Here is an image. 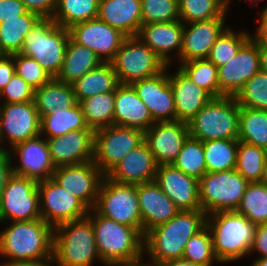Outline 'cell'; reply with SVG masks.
I'll use <instances>...</instances> for the list:
<instances>
[{"label":"cell","mask_w":267,"mask_h":266,"mask_svg":"<svg viewBox=\"0 0 267 266\" xmlns=\"http://www.w3.org/2000/svg\"><path fill=\"white\" fill-rule=\"evenodd\" d=\"M53 233L54 228L42 218L12 221L0 233V255L10 259L0 266L38 263L53 258Z\"/></svg>","instance_id":"cell-1"},{"label":"cell","mask_w":267,"mask_h":266,"mask_svg":"<svg viewBox=\"0 0 267 266\" xmlns=\"http://www.w3.org/2000/svg\"><path fill=\"white\" fill-rule=\"evenodd\" d=\"M206 213L199 210L179 211L168 222L144 234V251L147 249L153 266L181 259L187 241L206 225ZM146 248V249H145Z\"/></svg>","instance_id":"cell-2"},{"label":"cell","mask_w":267,"mask_h":266,"mask_svg":"<svg viewBox=\"0 0 267 266\" xmlns=\"http://www.w3.org/2000/svg\"><path fill=\"white\" fill-rule=\"evenodd\" d=\"M206 225L219 263L233 262L249 255L257 225L245 216L236 211L211 213L206 217Z\"/></svg>","instance_id":"cell-3"},{"label":"cell","mask_w":267,"mask_h":266,"mask_svg":"<svg viewBox=\"0 0 267 266\" xmlns=\"http://www.w3.org/2000/svg\"><path fill=\"white\" fill-rule=\"evenodd\" d=\"M89 213L100 261L131 262L143 258L144 236L136 229L100 215L95 209Z\"/></svg>","instance_id":"cell-4"},{"label":"cell","mask_w":267,"mask_h":266,"mask_svg":"<svg viewBox=\"0 0 267 266\" xmlns=\"http://www.w3.org/2000/svg\"><path fill=\"white\" fill-rule=\"evenodd\" d=\"M100 259L91 220L88 217L54 228L53 259L62 266H91Z\"/></svg>","instance_id":"cell-5"},{"label":"cell","mask_w":267,"mask_h":266,"mask_svg":"<svg viewBox=\"0 0 267 266\" xmlns=\"http://www.w3.org/2000/svg\"><path fill=\"white\" fill-rule=\"evenodd\" d=\"M69 38L68 29L52 18H40L25 36L19 54L35 59L52 78H56L62 68Z\"/></svg>","instance_id":"cell-6"},{"label":"cell","mask_w":267,"mask_h":266,"mask_svg":"<svg viewBox=\"0 0 267 266\" xmlns=\"http://www.w3.org/2000/svg\"><path fill=\"white\" fill-rule=\"evenodd\" d=\"M240 106L234 96L212 97L188 122L189 135L206 142L238 139Z\"/></svg>","instance_id":"cell-7"},{"label":"cell","mask_w":267,"mask_h":266,"mask_svg":"<svg viewBox=\"0 0 267 266\" xmlns=\"http://www.w3.org/2000/svg\"><path fill=\"white\" fill-rule=\"evenodd\" d=\"M249 182L235 169L207 172L199 180V201L206 215L235 211Z\"/></svg>","instance_id":"cell-8"},{"label":"cell","mask_w":267,"mask_h":266,"mask_svg":"<svg viewBox=\"0 0 267 266\" xmlns=\"http://www.w3.org/2000/svg\"><path fill=\"white\" fill-rule=\"evenodd\" d=\"M119 84H132L162 72L167 64L137 36L127 37L111 61Z\"/></svg>","instance_id":"cell-9"},{"label":"cell","mask_w":267,"mask_h":266,"mask_svg":"<svg viewBox=\"0 0 267 266\" xmlns=\"http://www.w3.org/2000/svg\"><path fill=\"white\" fill-rule=\"evenodd\" d=\"M94 209L100 215L136 228L142 234L137 185L120 184L105 176Z\"/></svg>","instance_id":"cell-10"},{"label":"cell","mask_w":267,"mask_h":266,"mask_svg":"<svg viewBox=\"0 0 267 266\" xmlns=\"http://www.w3.org/2000/svg\"><path fill=\"white\" fill-rule=\"evenodd\" d=\"M145 140L139 129L111 125L95 130L94 163L106 175Z\"/></svg>","instance_id":"cell-11"},{"label":"cell","mask_w":267,"mask_h":266,"mask_svg":"<svg viewBox=\"0 0 267 266\" xmlns=\"http://www.w3.org/2000/svg\"><path fill=\"white\" fill-rule=\"evenodd\" d=\"M41 218L38 182L13 174L0 196V222Z\"/></svg>","instance_id":"cell-12"},{"label":"cell","mask_w":267,"mask_h":266,"mask_svg":"<svg viewBox=\"0 0 267 266\" xmlns=\"http://www.w3.org/2000/svg\"><path fill=\"white\" fill-rule=\"evenodd\" d=\"M38 193L41 218L53 228L88 216L89 209L53 178L39 181Z\"/></svg>","instance_id":"cell-13"},{"label":"cell","mask_w":267,"mask_h":266,"mask_svg":"<svg viewBox=\"0 0 267 266\" xmlns=\"http://www.w3.org/2000/svg\"><path fill=\"white\" fill-rule=\"evenodd\" d=\"M105 176L94 161H90L56 167L52 178L90 210L96 206L99 189Z\"/></svg>","instance_id":"cell-14"},{"label":"cell","mask_w":267,"mask_h":266,"mask_svg":"<svg viewBox=\"0 0 267 266\" xmlns=\"http://www.w3.org/2000/svg\"><path fill=\"white\" fill-rule=\"evenodd\" d=\"M68 30L76 43L91 49L102 62H111L127 38L121 31L98 18L75 24Z\"/></svg>","instance_id":"cell-15"},{"label":"cell","mask_w":267,"mask_h":266,"mask_svg":"<svg viewBox=\"0 0 267 266\" xmlns=\"http://www.w3.org/2000/svg\"><path fill=\"white\" fill-rule=\"evenodd\" d=\"M40 116L34 101L2 103L0 107V137L7 136L12 148L40 134ZM5 133V134H4Z\"/></svg>","instance_id":"cell-16"},{"label":"cell","mask_w":267,"mask_h":266,"mask_svg":"<svg viewBox=\"0 0 267 266\" xmlns=\"http://www.w3.org/2000/svg\"><path fill=\"white\" fill-rule=\"evenodd\" d=\"M260 71L258 45L250 38L225 65L218 67L221 96H236L244 84Z\"/></svg>","instance_id":"cell-17"},{"label":"cell","mask_w":267,"mask_h":266,"mask_svg":"<svg viewBox=\"0 0 267 266\" xmlns=\"http://www.w3.org/2000/svg\"><path fill=\"white\" fill-rule=\"evenodd\" d=\"M168 66L156 76L131 84L155 122L177 121L173 92L166 73Z\"/></svg>","instance_id":"cell-18"},{"label":"cell","mask_w":267,"mask_h":266,"mask_svg":"<svg viewBox=\"0 0 267 266\" xmlns=\"http://www.w3.org/2000/svg\"><path fill=\"white\" fill-rule=\"evenodd\" d=\"M180 211L201 209L199 180L170 165H158L155 180Z\"/></svg>","instance_id":"cell-19"},{"label":"cell","mask_w":267,"mask_h":266,"mask_svg":"<svg viewBox=\"0 0 267 266\" xmlns=\"http://www.w3.org/2000/svg\"><path fill=\"white\" fill-rule=\"evenodd\" d=\"M188 136V123L178 120L155 122L145 132V141L158 165H170L178 157Z\"/></svg>","instance_id":"cell-20"},{"label":"cell","mask_w":267,"mask_h":266,"mask_svg":"<svg viewBox=\"0 0 267 266\" xmlns=\"http://www.w3.org/2000/svg\"><path fill=\"white\" fill-rule=\"evenodd\" d=\"M46 140L55 167L81 164L94 159L95 130H74Z\"/></svg>","instance_id":"cell-21"},{"label":"cell","mask_w":267,"mask_h":266,"mask_svg":"<svg viewBox=\"0 0 267 266\" xmlns=\"http://www.w3.org/2000/svg\"><path fill=\"white\" fill-rule=\"evenodd\" d=\"M42 135L20 142L12 147V151L20 157V165L12 166L13 174L31 178L37 182L50 179L54 166L46 139Z\"/></svg>","instance_id":"cell-22"},{"label":"cell","mask_w":267,"mask_h":266,"mask_svg":"<svg viewBox=\"0 0 267 266\" xmlns=\"http://www.w3.org/2000/svg\"><path fill=\"white\" fill-rule=\"evenodd\" d=\"M158 164L147 142L130 151L107 174L110 180L128 185H138L155 180Z\"/></svg>","instance_id":"cell-23"},{"label":"cell","mask_w":267,"mask_h":266,"mask_svg":"<svg viewBox=\"0 0 267 266\" xmlns=\"http://www.w3.org/2000/svg\"><path fill=\"white\" fill-rule=\"evenodd\" d=\"M138 203L142 218V235L168 222L180 210L155 181L137 185Z\"/></svg>","instance_id":"cell-24"},{"label":"cell","mask_w":267,"mask_h":266,"mask_svg":"<svg viewBox=\"0 0 267 266\" xmlns=\"http://www.w3.org/2000/svg\"><path fill=\"white\" fill-rule=\"evenodd\" d=\"M224 19L225 17H218L208 21L184 24L180 62L207 58L217 37L226 28Z\"/></svg>","instance_id":"cell-25"},{"label":"cell","mask_w":267,"mask_h":266,"mask_svg":"<svg viewBox=\"0 0 267 266\" xmlns=\"http://www.w3.org/2000/svg\"><path fill=\"white\" fill-rule=\"evenodd\" d=\"M114 125L139 129L144 133L155 123L148 107L131 84H119L114 91Z\"/></svg>","instance_id":"cell-26"},{"label":"cell","mask_w":267,"mask_h":266,"mask_svg":"<svg viewBox=\"0 0 267 266\" xmlns=\"http://www.w3.org/2000/svg\"><path fill=\"white\" fill-rule=\"evenodd\" d=\"M184 23L172 21L167 23L142 24L136 35L167 65L171 62L170 53L175 49L178 59L180 57ZM170 52V53H169Z\"/></svg>","instance_id":"cell-27"},{"label":"cell","mask_w":267,"mask_h":266,"mask_svg":"<svg viewBox=\"0 0 267 266\" xmlns=\"http://www.w3.org/2000/svg\"><path fill=\"white\" fill-rule=\"evenodd\" d=\"M177 120L188 123L212 98L195 84L180 68L174 75L169 74Z\"/></svg>","instance_id":"cell-28"},{"label":"cell","mask_w":267,"mask_h":266,"mask_svg":"<svg viewBox=\"0 0 267 266\" xmlns=\"http://www.w3.org/2000/svg\"><path fill=\"white\" fill-rule=\"evenodd\" d=\"M97 18L127 37H134L142 25L141 0H99Z\"/></svg>","instance_id":"cell-29"},{"label":"cell","mask_w":267,"mask_h":266,"mask_svg":"<svg viewBox=\"0 0 267 266\" xmlns=\"http://www.w3.org/2000/svg\"><path fill=\"white\" fill-rule=\"evenodd\" d=\"M102 60L89 48L69 38L58 81L73 84L90 70L98 67Z\"/></svg>","instance_id":"cell-30"},{"label":"cell","mask_w":267,"mask_h":266,"mask_svg":"<svg viewBox=\"0 0 267 266\" xmlns=\"http://www.w3.org/2000/svg\"><path fill=\"white\" fill-rule=\"evenodd\" d=\"M118 85L111 62L101 63L72 84L77 103L97 94L115 91Z\"/></svg>","instance_id":"cell-31"},{"label":"cell","mask_w":267,"mask_h":266,"mask_svg":"<svg viewBox=\"0 0 267 266\" xmlns=\"http://www.w3.org/2000/svg\"><path fill=\"white\" fill-rule=\"evenodd\" d=\"M34 103L40 119L53 111L71 108L77 104L72 84L52 78L35 90Z\"/></svg>","instance_id":"cell-32"},{"label":"cell","mask_w":267,"mask_h":266,"mask_svg":"<svg viewBox=\"0 0 267 266\" xmlns=\"http://www.w3.org/2000/svg\"><path fill=\"white\" fill-rule=\"evenodd\" d=\"M74 130H94L88 126L79 103L71 108L59 109L44 115L40 120V134L46 138L66 135Z\"/></svg>","instance_id":"cell-33"},{"label":"cell","mask_w":267,"mask_h":266,"mask_svg":"<svg viewBox=\"0 0 267 266\" xmlns=\"http://www.w3.org/2000/svg\"><path fill=\"white\" fill-rule=\"evenodd\" d=\"M41 17L33 12L20 15V18L5 19L0 23V55L18 54L25 36Z\"/></svg>","instance_id":"cell-34"},{"label":"cell","mask_w":267,"mask_h":266,"mask_svg":"<svg viewBox=\"0 0 267 266\" xmlns=\"http://www.w3.org/2000/svg\"><path fill=\"white\" fill-rule=\"evenodd\" d=\"M99 0H57L52 19L63 28L95 19L98 16Z\"/></svg>","instance_id":"cell-35"},{"label":"cell","mask_w":267,"mask_h":266,"mask_svg":"<svg viewBox=\"0 0 267 266\" xmlns=\"http://www.w3.org/2000/svg\"><path fill=\"white\" fill-rule=\"evenodd\" d=\"M238 140L267 150V110L240 107Z\"/></svg>","instance_id":"cell-36"},{"label":"cell","mask_w":267,"mask_h":266,"mask_svg":"<svg viewBox=\"0 0 267 266\" xmlns=\"http://www.w3.org/2000/svg\"><path fill=\"white\" fill-rule=\"evenodd\" d=\"M238 139H216L203 142L207 172L235 169Z\"/></svg>","instance_id":"cell-37"},{"label":"cell","mask_w":267,"mask_h":266,"mask_svg":"<svg viewBox=\"0 0 267 266\" xmlns=\"http://www.w3.org/2000/svg\"><path fill=\"white\" fill-rule=\"evenodd\" d=\"M79 104L90 128L97 130L114 125V91L88 97Z\"/></svg>","instance_id":"cell-38"},{"label":"cell","mask_w":267,"mask_h":266,"mask_svg":"<svg viewBox=\"0 0 267 266\" xmlns=\"http://www.w3.org/2000/svg\"><path fill=\"white\" fill-rule=\"evenodd\" d=\"M266 159V149L238 141L235 170L249 183L261 181Z\"/></svg>","instance_id":"cell-39"},{"label":"cell","mask_w":267,"mask_h":266,"mask_svg":"<svg viewBox=\"0 0 267 266\" xmlns=\"http://www.w3.org/2000/svg\"><path fill=\"white\" fill-rule=\"evenodd\" d=\"M180 21L184 24L226 17L228 5L223 0H178Z\"/></svg>","instance_id":"cell-40"},{"label":"cell","mask_w":267,"mask_h":266,"mask_svg":"<svg viewBox=\"0 0 267 266\" xmlns=\"http://www.w3.org/2000/svg\"><path fill=\"white\" fill-rule=\"evenodd\" d=\"M235 211L255 225L267 223V185L261 182L249 183Z\"/></svg>","instance_id":"cell-41"},{"label":"cell","mask_w":267,"mask_h":266,"mask_svg":"<svg viewBox=\"0 0 267 266\" xmlns=\"http://www.w3.org/2000/svg\"><path fill=\"white\" fill-rule=\"evenodd\" d=\"M172 165L200 180L207 173L203 142L189 135Z\"/></svg>","instance_id":"cell-42"},{"label":"cell","mask_w":267,"mask_h":266,"mask_svg":"<svg viewBox=\"0 0 267 266\" xmlns=\"http://www.w3.org/2000/svg\"><path fill=\"white\" fill-rule=\"evenodd\" d=\"M180 69L212 97H220L218 68L207 58L179 63Z\"/></svg>","instance_id":"cell-43"},{"label":"cell","mask_w":267,"mask_h":266,"mask_svg":"<svg viewBox=\"0 0 267 266\" xmlns=\"http://www.w3.org/2000/svg\"><path fill=\"white\" fill-rule=\"evenodd\" d=\"M247 32L237 34L228 26L217 37L207 57L217 68L235 57L240 48L250 39Z\"/></svg>","instance_id":"cell-44"},{"label":"cell","mask_w":267,"mask_h":266,"mask_svg":"<svg viewBox=\"0 0 267 266\" xmlns=\"http://www.w3.org/2000/svg\"><path fill=\"white\" fill-rule=\"evenodd\" d=\"M182 259L201 266H212L214 261L219 262L214 253L212 236L207 225L187 241Z\"/></svg>","instance_id":"cell-45"},{"label":"cell","mask_w":267,"mask_h":266,"mask_svg":"<svg viewBox=\"0 0 267 266\" xmlns=\"http://www.w3.org/2000/svg\"><path fill=\"white\" fill-rule=\"evenodd\" d=\"M240 107L267 110V73L254 74L235 96Z\"/></svg>","instance_id":"cell-46"},{"label":"cell","mask_w":267,"mask_h":266,"mask_svg":"<svg viewBox=\"0 0 267 266\" xmlns=\"http://www.w3.org/2000/svg\"><path fill=\"white\" fill-rule=\"evenodd\" d=\"M142 24L179 21L178 0H141Z\"/></svg>","instance_id":"cell-47"},{"label":"cell","mask_w":267,"mask_h":266,"mask_svg":"<svg viewBox=\"0 0 267 266\" xmlns=\"http://www.w3.org/2000/svg\"><path fill=\"white\" fill-rule=\"evenodd\" d=\"M15 73L35 90L48 83L52 77L33 58L14 54Z\"/></svg>","instance_id":"cell-48"},{"label":"cell","mask_w":267,"mask_h":266,"mask_svg":"<svg viewBox=\"0 0 267 266\" xmlns=\"http://www.w3.org/2000/svg\"><path fill=\"white\" fill-rule=\"evenodd\" d=\"M34 94L35 89L15 73L0 91V99L6 98L2 103H24L34 101Z\"/></svg>","instance_id":"cell-49"},{"label":"cell","mask_w":267,"mask_h":266,"mask_svg":"<svg viewBox=\"0 0 267 266\" xmlns=\"http://www.w3.org/2000/svg\"><path fill=\"white\" fill-rule=\"evenodd\" d=\"M29 12L38 14L41 18H52L57 0H20Z\"/></svg>","instance_id":"cell-50"},{"label":"cell","mask_w":267,"mask_h":266,"mask_svg":"<svg viewBox=\"0 0 267 266\" xmlns=\"http://www.w3.org/2000/svg\"><path fill=\"white\" fill-rule=\"evenodd\" d=\"M28 12L20 0H0V23L5 19L20 18Z\"/></svg>","instance_id":"cell-51"},{"label":"cell","mask_w":267,"mask_h":266,"mask_svg":"<svg viewBox=\"0 0 267 266\" xmlns=\"http://www.w3.org/2000/svg\"><path fill=\"white\" fill-rule=\"evenodd\" d=\"M252 251H258L261 254L258 258L267 257V223L256 226L254 240L249 254Z\"/></svg>","instance_id":"cell-52"},{"label":"cell","mask_w":267,"mask_h":266,"mask_svg":"<svg viewBox=\"0 0 267 266\" xmlns=\"http://www.w3.org/2000/svg\"><path fill=\"white\" fill-rule=\"evenodd\" d=\"M15 74L14 55H0V91Z\"/></svg>","instance_id":"cell-53"},{"label":"cell","mask_w":267,"mask_h":266,"mask_svg":"<svg viewBox=\"0 0 267 266\" xmlns=\"http://www.w3.org/2000/svg\"><path fill=\"white\" fill-rule=\"evenodd\" d=\"M11 152L6 151L0 154V196L8 180L13 175Z\"/></svg>","instance_id":"cell-54"},{"label":"cell","mask_w":267,"mask_h":266,"mask_svg":"<svg viewBox=\"0 0 267 266\" xmlns=\"http://www.w3.org/2000/svg\"><path fill=\"white\" fill-rule=\"evenodd\" d=\"M260 16L261 19L256 34L250 38L255 43H267V6L261 11Z\"/></svg>","instance_id":"cell-55"},{"label":"cell","mask_w":267,"mask_h":266,"mask_svg":"<svg viewBox=\"0 0 267 266\" xmlns=\"http://www.w3.org/2000/svg\"><path fill=\"white\" fill-rule=\"evenodd\" d=\"M259 51L260 71L267 73V43H256Z\"/></svg>","instance_id":"cell-56"},{"label":"cell","mask_w":267,"mask_h":266,"mask_svg":"<svg viewBox=\"0 0 267 266\" xmlns=\"http://www.w3.org/2000/svg\"><path fill=\"white\" fill-rule=\"evenodd\" d=\"M157 266H201L185 259H174L158 264Z\"/></svg>","instance_id":"cell-57"},{"label":"cell","mask_w":267,"mask_h":266,"mask_svg":"<svg viewBox=\"0 0 267 266\" xmlns=\"http://www.w3.org/2000/svg\"><path fill=\"white\" fill-rule=\"evenodd\" d=\"M143 258L131 261V262H113V263H107L105 265L108 266H153L151 263L143 264L140 261H142Z\"/></svg>","instance_id":"cell-58"},{"label":"cell","mask_w":267,"mask_h":266,"mask_svg":"<svg viewBox=\"0 0 267 266\" xmlns=\"http://www.w3.org/2000/svg\"><path fill=\"white\" fill-rule=\"evenodd\" d=\"M54 262V259L51 258L47 261L44 262H38V263H30V264H22V265H17V266H51L50 264ZM50 263V264H49ZM58 266H62L61 264H59L58 262H56Z\"/></svg>","instance_id":"cell-59"},{"label":"cell","mask_w":267,"mask_h":266,"mask_svg":"<svg viewBox=\"0 0 267 266\" xmlns=\"http://www.w3.org/2000/svg\"><path fill=\"white\" fill-rule=\"evenodd\" d=\"M252 266H267V257L256 259Z\"/></svg>","instance_id":"cell-60"},{"label":"cell","mask_w":267,"mask_h":266,"mask_svg":"<svg viewBox=\"0 0 267 266\" xmlns=\"http://www.w3.org/2000/svg\"><path fill=\"white\" fill-rule=\"evenodd\" d=\"M260 182L267 185V159H266L265 166L263 169V176Z\"/></svg>","instance_id":"cell-61"},{"label":"cell","mask_w":267,"mask_h":266,"mask_svg":"<svg viewBox=\"0 0 267 266\" xmlns=\"http://www.w3.org/2000/svg\"><path fill=\"white\" fill-rule=\"evenodd\" d=\"M0 145H1V137H0ZM8 149H4L3 146L1 147L0 146V154L3 153V152H6Z\"/></svg>","instance_id":"cell-62"},{"label":"cell","mask_w":267,"mask_h":266,"mask_svg":"<svg viewBox=\"0 0 267 266\" xmlns=\"http://www.w3.org/2000/svg\"><path fill=\"white\" fill-rule=\"evenodd\" d=\"M223 1H224L227 5H229V3H230V2H229L230 0H223Z\"/></svg>","instance_id":"cell-63"}]
</instances>
